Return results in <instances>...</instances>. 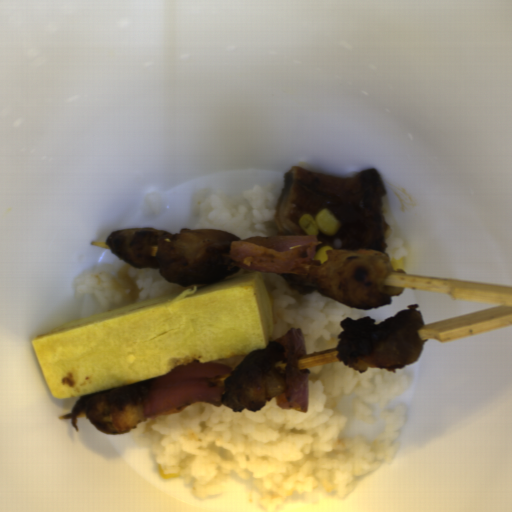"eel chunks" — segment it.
Segmentation results:
<instances>
[{
    "label": "eel chunks",
    "instance_id": "eel-chunks-2",
    "mask_svg": "<svg viewBox=\"0 0 512 512\" xmlns=\"http://www.w3.org/2000/svg\"><path fill=\"white\" fill-rule=\"evenodd\" d=\"M277 276L282 277L287 289L290 291H293L301 295L308 293H318L320 296H325L322 294L317 283L313 281L310 277L306 279H299L287 274H277Z\"/></svg>",
    "mask_w": 512,
    "mask_h": 512
},
{
    "label": "eel chunks",
    "instance_id": "eel-chunks-1",
    "mask_svg": "<svg viewBox=\"0 0 512 512\" xmlns=\"http://www.w3.org/2000/svg\"><path fill=\"white\" fill-rule=\"evenodd\" d=\"M387 189L375 168L361 170L353 177H339L293 165L283 175V186L275 207L274 223L280 236H308L299 221L312 219L327 210L340 224L337 234L318 231L320 248L332 250L379 251L388 249L391 230L384 218L383 200Z\"/></svg>",
    "mask_w": 512,
    "mask_h": 512
}]
</instances>
